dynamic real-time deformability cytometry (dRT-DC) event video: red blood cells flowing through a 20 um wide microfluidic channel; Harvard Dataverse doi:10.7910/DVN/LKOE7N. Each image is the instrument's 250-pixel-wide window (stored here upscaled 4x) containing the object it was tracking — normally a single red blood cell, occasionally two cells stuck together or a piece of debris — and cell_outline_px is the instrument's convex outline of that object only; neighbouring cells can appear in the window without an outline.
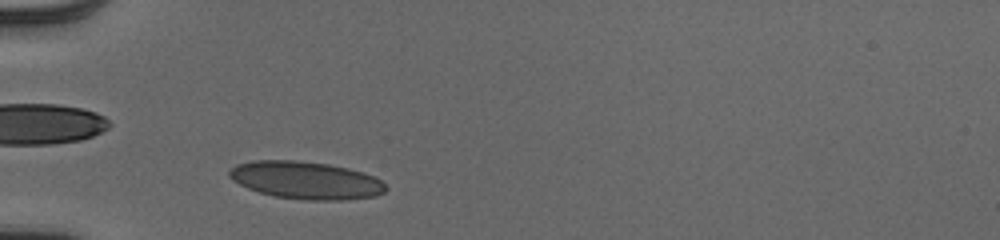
{"species": "human", "species_latin": "Homo sapiens", "temperature_condition": "cold", "stored_images_in_passage": 31, "camera_frame_rate_fps": 3000, "um_per_image_px": 0.085, "donor": {"sex": "male"}, "frame": {"image": 1, "passage_image": 2, "time_ms": 0.333, "image_size_px": [1000, 240], "cell_outline_px": [[388, 188], [384, 192], [376, 196], [340, 200], [308, 200], [272, 196], [248, 188], [232, 180], [228, 176], [228, 172], [236, 164], [256, 160], [292, 160], [328, 164], [348, 168], [372, 176], [380, 180]], "centroid_in_image_um": [25.97, 15.32], "position_along_channel_um": 59.0, "area_um2": 34.04}}
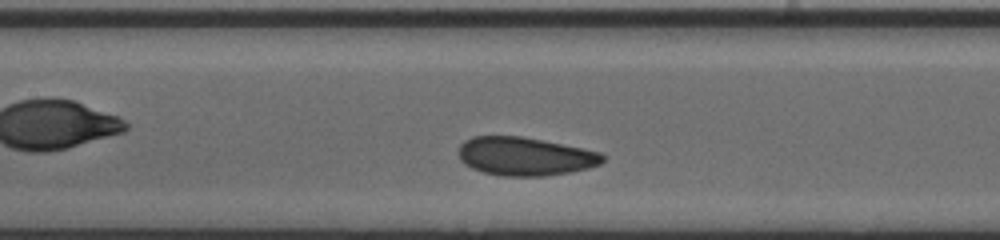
{"frame": {"image": 2, "passage_image": 11, "time_ms": 3.333, "image_size_px": [1000, 240], "cell_outline_px": [[604, 160], [600, 164], [588, 168], [572, 172], [544, 176], [500, 176], [484, 172], [472, 168], [464, 164], [460, 160], [460, 144], [464, 140], [472, 136], [520, 136], [584, 148], [600, 152], [604, 156]], "centroid_in_image_um": [44.63, 13.29], "position_along_channel_um": 162.8, "area_um2": 32.31}}
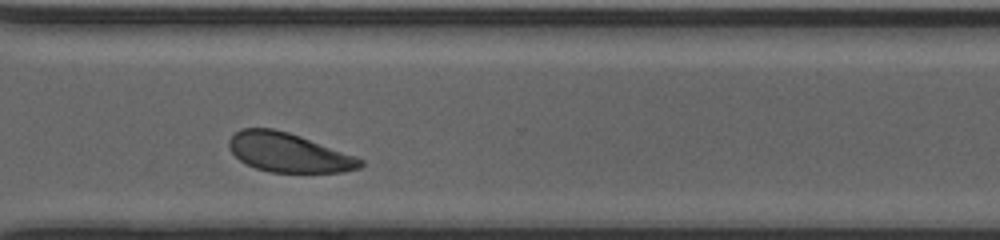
{"frame": {"image": 3, "passage_image": 25, "time_ms": 8.0, "image_size_px": [1000, 240], "cell_outline_px": [[364, 164], [360, 168], [344, 172], [268, 172], [256, 168], [240, 160], [228, 148], [228, 140], [240, 128], [272, 128], [288, 132], [300, 136], [356, 156], [364, 160]], "centroid_in_image_um": [24.53, 12.97], "position_along_channel_um": 346.1, "area_um2": 29.88}, "authors_computed_cell_mechanics": {"area_um2": 32.5414, "velocity_mm_per_s": 3.9094, "shape_relaxation_time_tau1_ms": 2.0655, "shape_relaxation_time_tau2_ms": 0.9837, "deformation_change_tau1": 0.0736, "deformation_change_tau2": 0.0467}}